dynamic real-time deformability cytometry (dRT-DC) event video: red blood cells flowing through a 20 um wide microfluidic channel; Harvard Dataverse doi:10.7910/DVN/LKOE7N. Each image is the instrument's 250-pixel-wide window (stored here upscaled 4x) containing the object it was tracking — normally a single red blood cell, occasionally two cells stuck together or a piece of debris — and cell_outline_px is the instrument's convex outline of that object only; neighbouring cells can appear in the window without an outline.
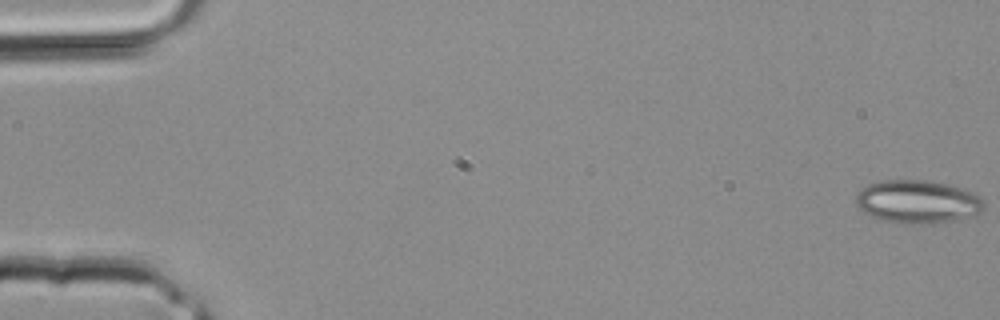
{"species": "common noctule bat (a hibernating species)", "species_latin": "Nyctalus noctula", "temperature_condition": "room temperature", "stored_images_in_passage": 3, "camera_frame_rate_fps": 3000, "um_per_image_px": 0.085, "animal": {"sex": "male", "body_mass_g": 20.4}, "frame": {"image": 1, "passage_image": 3, "time_ms": 0.667, "image_size_px": [1000, 320], "cell_outline_px": [[984, 208], [980, 212], [936, 224], [900, 224], [884, 220], [872, 216], [864, 212], [856, 204], [856, 192], [868, 184], [880, 180], [924, 180], [948, 184], [972, 192], [980, 196], [984, 200]], "centroid_in_image_um": [77.96, 17.14], "position_along_channel_um": 7.0, "area_um2": 32.19}}